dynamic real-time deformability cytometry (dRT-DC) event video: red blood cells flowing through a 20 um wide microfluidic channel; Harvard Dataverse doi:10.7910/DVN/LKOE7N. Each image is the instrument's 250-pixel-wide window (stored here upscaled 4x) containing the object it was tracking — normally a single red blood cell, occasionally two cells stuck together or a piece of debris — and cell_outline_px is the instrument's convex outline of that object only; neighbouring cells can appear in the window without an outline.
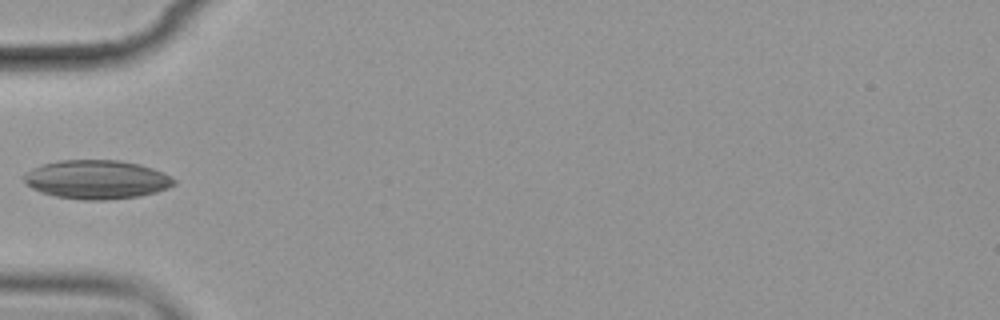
{"species": "common noctule bat (a hibernating species)", "species_latin": "Nyctalus noctula", "temperature_condition": "cold", "stored_images_in_passage": 6, "camera_frame_rate_fps": 3000, "um_per_image_px": 0.085, "animal": {"sex": "female", "body_mass_g": 19.9}, "frame": {"image": 1, "passage_image": 4, "time_ms": 3.667, "image_size_px": [1000, 320], "cell_outline_px": [[176, 184], [168, 188], [156, 192], [140, 196], [104, 200], [84, 200], [56, 196], [40, 192], [32, 188], [20, 176], [32, 168], [44, 164], [60, 160], [120, 160], [140, 164], [164, 172], [172, 176], [176, 180]], "centroid_in_image_um": [8.24, 15.25], "position_along_channel_um": 76.8, "area_um2": 34.16}}
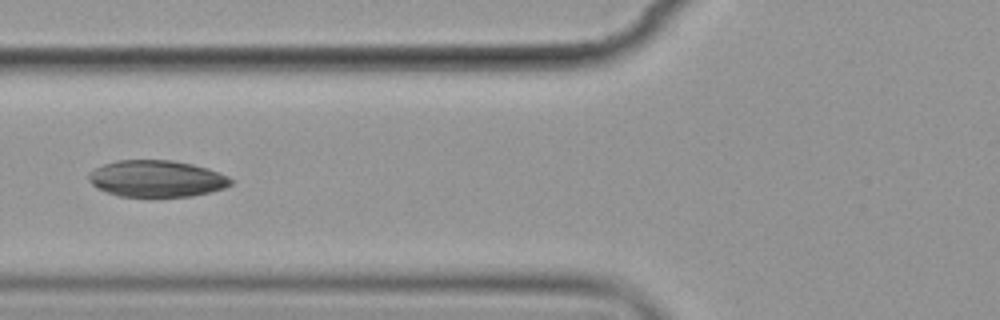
{"frame": {"image": 2, "passage_image": 5, "time_ms": 4.667, "image_size_px": [1000, 320], "cell_outline_px": [[236, 180], [232, 184], [224, 188], [212, 192], [192, 196], [120, 196], [96, 188], [88, 180], [88, 172], [104, 164], [116, 160], [172, 160], [192, 164], [208, 168], [220, 172]], "centroid_in_image_um": [13.35, 15.18], "position_along_channel_um": 112.5, "area_um2": 30.52}}
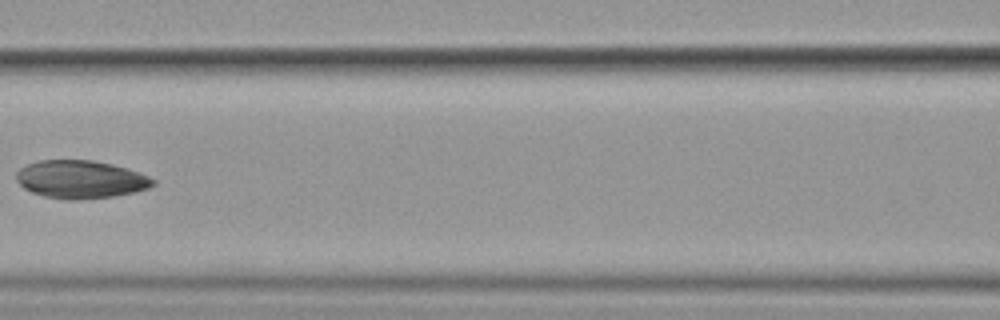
{"frame": {"image": 3, "passage_image": 6, "time_ms": 6.0, "image_size_px": [1000, 320], "cell_outline_px": [[156, 184], [148, 188], [132, 192], [112, 196], [72, 200], [68, 200], [44, 196], [32, 192], [24, 188], [16, 180], [16, 172], [20, 168], [28, 164], [40, 160], [92, 160], [112, 164], [128, 168], [148, 176], [156, 180]], "centroid_in_image_um": [6.85, 15.24], "position_along_channel_um": 159.8, "area_um2": 30.11}}